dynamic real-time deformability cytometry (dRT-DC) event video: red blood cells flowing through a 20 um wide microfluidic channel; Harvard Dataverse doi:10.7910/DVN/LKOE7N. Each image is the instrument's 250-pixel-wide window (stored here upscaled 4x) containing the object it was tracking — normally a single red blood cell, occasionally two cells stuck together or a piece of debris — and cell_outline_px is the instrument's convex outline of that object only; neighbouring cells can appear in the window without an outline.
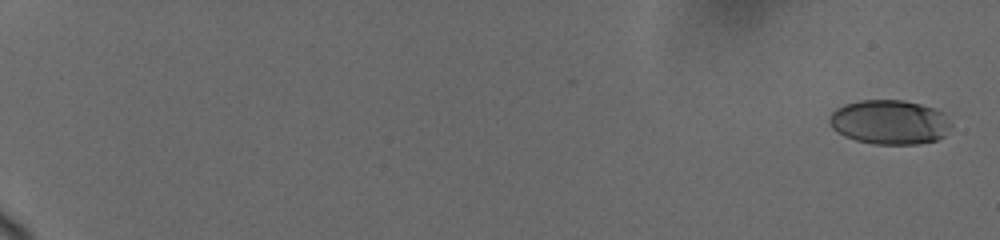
{"species": "human", "species_latin": "Homo sapiens", "temperature_condition": "cold", "stored_images_in_passage": 13, "camera_frame_rate_fps": 3000, "um_per_image_px": 0.085, "donor": {"sex": "female"}, "frame": {"image": 1, "passage_image": 1, "time_ms": 0.0, "image_size_px": [1000, 240], "cell_outline_px": [[952, 124], [944, 136], [936, 140], [916, 144], [872, 144], [856, 140], [844, 136], [836, 132], [832, 128], [828, 120], [828, 116], [836, 108], [844, 104], [860, 100], [904, 100], [936, 108], [944, 112]], "centroid_in_image_um": [75.6, 10.37], "position_along_channel_um": 9.4, "area_um2": 31.85}}
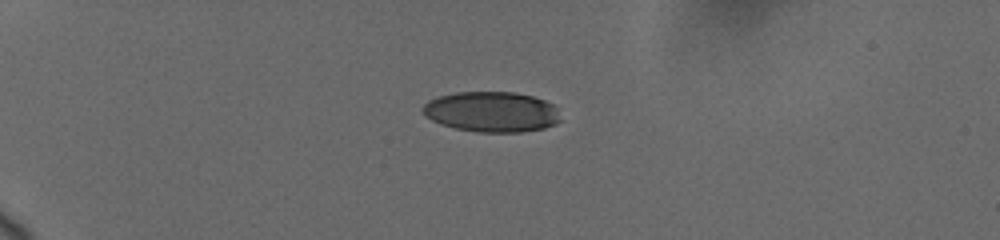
{"frame": {"image": 2, "passage_image": 10, "time_ms": 5.333, "image_size_px": [1000, 240], "cell_outline_px": [[560, 120], [556, 124], [544, 128], [520, 132], [480, 132], [456, 128], [440, 124], [424, 116], [420, 108], [428, 100], [440, 96], [456, 92], [512, 92], [532, 96], [544, 100], [552, 104], [556, 108]], "centroid_in_image_um": [41.75, 9.5], "position_along_channel_um": 43.2, "area_um2": 32.43}}
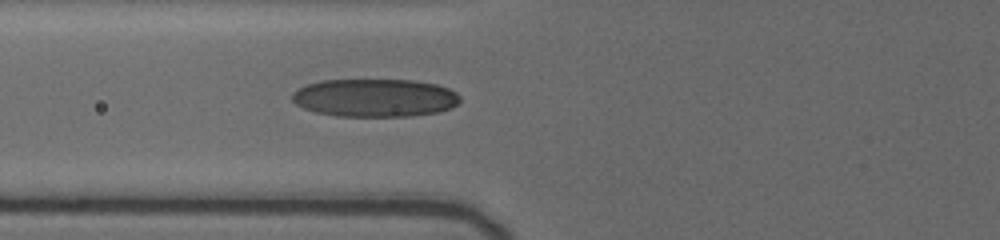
{"frame": {"image": 3, "passage_image": 13, "time_ms": 8.333, "image_size_px": [1000, 240], "cell_outline_px": [[460, 100], [452, 108], [436, 112], [408, 116], [336, 116], [316, 112], [304, 108], [296, 104], [292, 100], [292, 92], [308, 84], [320, 80], [412, 80], [436, 84], [448, 88], [456, 92], [460, 96]], "centroid_in_image_um": [31.86, 8.31], "position_along_channel_um": 93.9, "area_um2": 37.17}}